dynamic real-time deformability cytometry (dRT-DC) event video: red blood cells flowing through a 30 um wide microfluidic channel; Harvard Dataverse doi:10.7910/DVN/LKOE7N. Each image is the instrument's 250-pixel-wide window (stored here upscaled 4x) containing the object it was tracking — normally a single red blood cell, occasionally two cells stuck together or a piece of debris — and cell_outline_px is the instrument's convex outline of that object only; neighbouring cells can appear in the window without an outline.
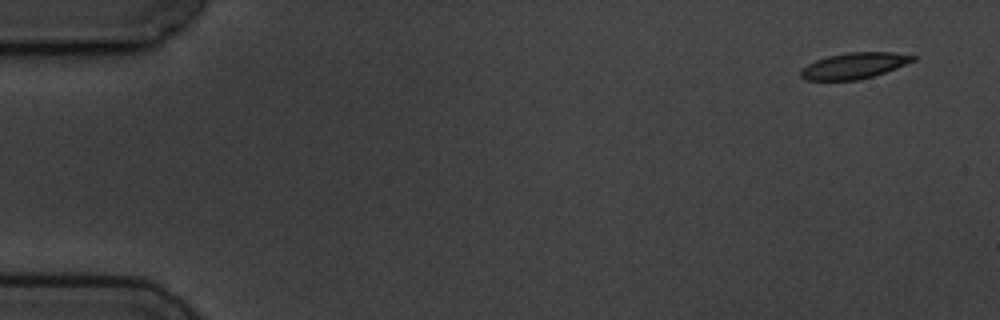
{"species": "common noctule bat (a hibernating species)", "species_latin": "Nyctalus noctula", "temperature_condition": "cold", "stored_images_in_passage": 5, "camera_frame_rate_fps": 3000, "um_per_image_px": 0.085, "animal": {"sex": "male", "body_mass_g": 19.5, "forearm_length_mm": 54.6}, "frame": {"image": 1, "passage_image": 1, "time_ms": 0.0, "image_size_px": [1000, 320], "cell_outline_px": [[916, 60], [896, 68], [872, 76], [856, 80], [804, 80], [800, 76], [800, 68], [816, 60], [828, 56], [848, 52], [892, 52], [916, 56]], "centroid_in_image_um": [72.57, 5.58], "position_along_channel_um": 12.4, "area_um2": 16.94}}
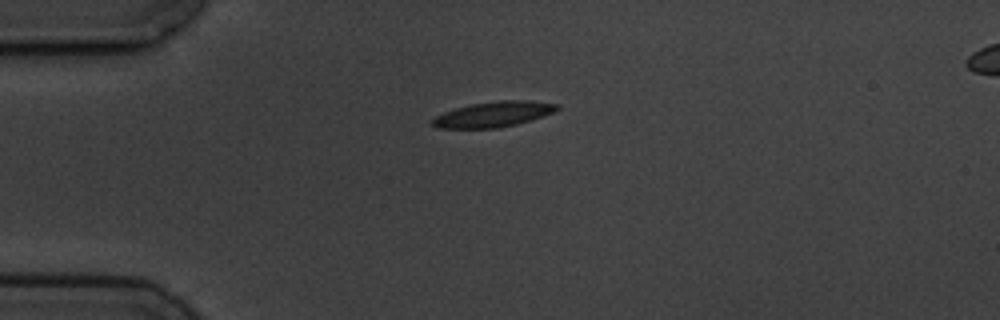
{"frame": {"image": 2, "passage_image": 4, "time_ms": 3.667, "image_size_px": [1000, 320], "cell_outline_px": [[560, 108], [544, 116], [516, 124], [500, 128], [440, 128], [432, 124], [432, 120], [436, 116], [444, 112], [456, 108], [472, 104], [500, 100], [528, 100], [560, 104]], "centroid_in_image_um": [41.98, 9.71], "position_along_channel_um": 43.0, "area_um2": 18.32}}